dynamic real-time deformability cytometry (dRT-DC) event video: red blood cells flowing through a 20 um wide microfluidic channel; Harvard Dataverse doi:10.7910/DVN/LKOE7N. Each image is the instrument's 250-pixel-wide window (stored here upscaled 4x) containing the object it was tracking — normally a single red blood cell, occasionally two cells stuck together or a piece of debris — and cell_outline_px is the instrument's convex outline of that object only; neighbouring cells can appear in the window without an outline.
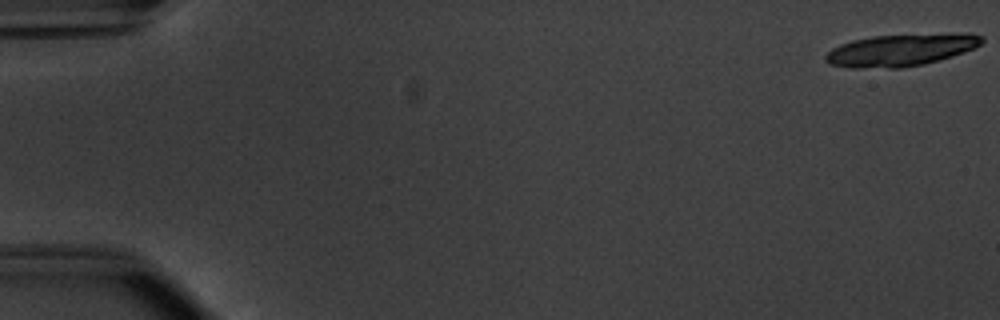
{"species": "common noctule bat (a hibernating species)", "species_latin": "Nyctalus noctula", "temperature_condition": "warm", "stored_images_in_passage": 10, "camera_frame_rate_fps": 3000, "um_per_image_px": 0.085, "animal": {"sex": "male", "body_mass_g": 20.1, "forearm_length_mm": 53.5}, "frame": {"image": 1, "passage_image": 1, "time_ms": 0.0, "image_size_px": [1000, 320], "cell_outline_px": [[984, 40], [976, 48], [952, 56], [924, 64], [900, 68], [852, 68], [828, 64], [824, 60], [824, 56], [832, 48], [840, 44], [852, 40], [872, 36], [968, 32], [972, 32], [984, 36]], "centroid_in_image_um": [76.6, 4.24], "position_along_channel_um": 8.4, "area_um2": 29.71}}